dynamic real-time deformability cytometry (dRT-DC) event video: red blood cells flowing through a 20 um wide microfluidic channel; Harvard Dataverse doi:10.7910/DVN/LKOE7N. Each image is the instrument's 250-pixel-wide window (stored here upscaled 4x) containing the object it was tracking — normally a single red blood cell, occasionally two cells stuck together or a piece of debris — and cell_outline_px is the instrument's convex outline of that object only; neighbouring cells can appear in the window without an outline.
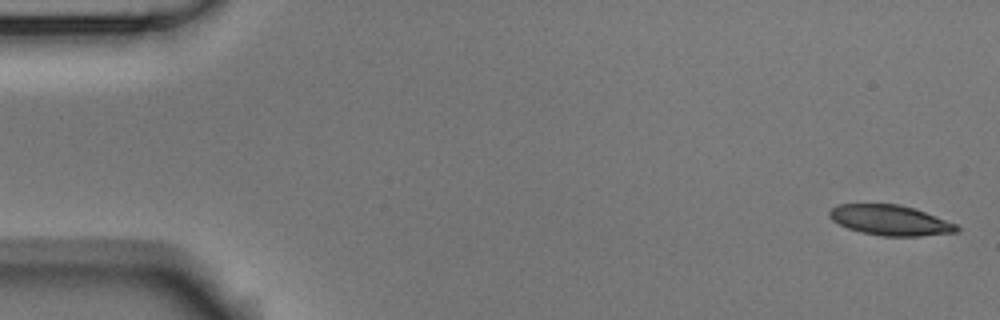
{"species": "Egyptian fruit bat (a non-hibernating species)", "species_latin": "Rousettus aegyptiacus", "temperature_condition": "room temperature", "stored_images_in_passage": 5, "camera_frame_rate_fps": 3000, "um_per_image_px": 0.085, "animal": {"sex": "male"}, "frame": {"image": 1, "passage_image": 1, "time_ms": 0.0, "image_size_px": [1000, 320], "cell_outline_px": [[960, 228], [956, 232], [920, 236], [884, 236], [860, 232], [848, 228], [832, 220], [828, 216], [828, 212], [836, 204], [896, 204], [912, 208], [936, 216], [956, 224]], "centroid_in_image_um": [75.63, 18.72], "position_along_channel_um": 9.4, "area_um2": 22.25}}
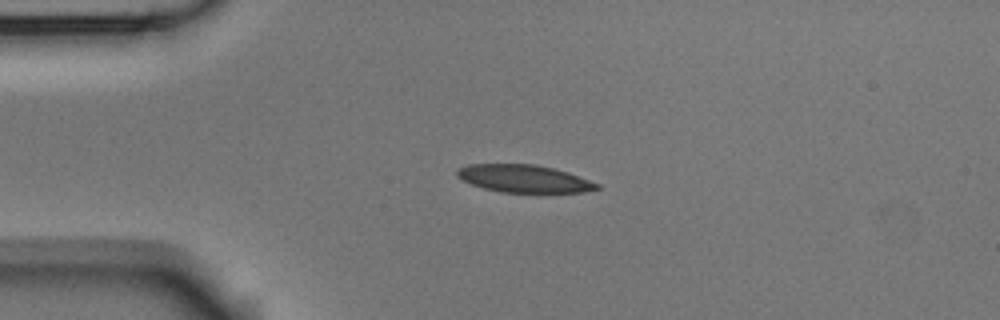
{"frame": {"image": 2, "passage_image": 4, "time_ms": 1.0, "image_size_px": [1000, 320], "cell_outline_px": [[600, 188], [584, 192], [500, 192], [484, 188], [472, 184], [456, 176], [456, 172], [460, 168], [468, 164], [536, 164], [568, 172], [600, 184]], "centroid_in_image_um": [44.55, 15.18], "position_along_channel_um": 40.4, "area_um2": 22.31}}